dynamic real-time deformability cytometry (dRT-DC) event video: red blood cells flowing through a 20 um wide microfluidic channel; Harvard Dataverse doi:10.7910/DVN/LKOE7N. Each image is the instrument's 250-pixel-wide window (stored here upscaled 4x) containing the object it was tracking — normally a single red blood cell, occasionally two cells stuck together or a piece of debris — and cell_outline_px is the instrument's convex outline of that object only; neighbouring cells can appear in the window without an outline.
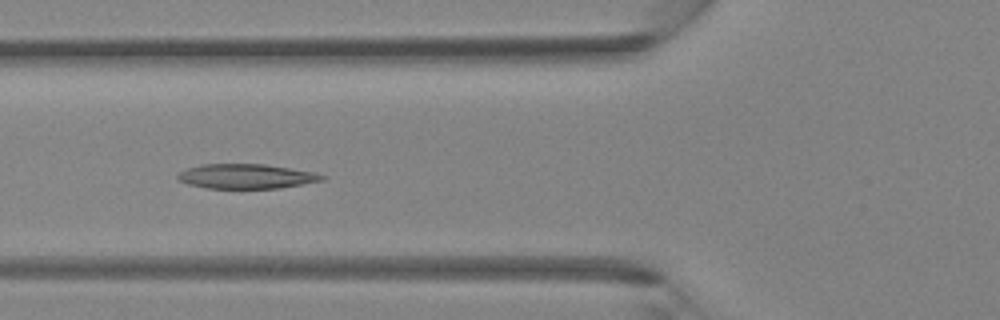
{"species": "Egyptian fruit bat (a non-hibernating species)", "species_latin": "Rousettus aegyptiacus", "temperature_condition": "room temperature", "stored_images_in_passage": 31, "camera_frame_rate_fps": 3000, "um_per_image_px": 0.085, "animal": {"sex": "female"}, "frame": {"image": 1, "passage_image": 5, "time_ms": 1.333, "image_size_px": [1000, 320], "cell_outline_px": [[328, 176], [324, 180], [280, 188], [204, 188], [188, 184], [180, 180], [176, 176], [180, 172], [188, 168], [200, 164], [264, 164], [316, 172]], "centroid_in_image_um": [20.96, 14.98], "position_along_channel_um": 104.8, "area_um2": 20.75}}
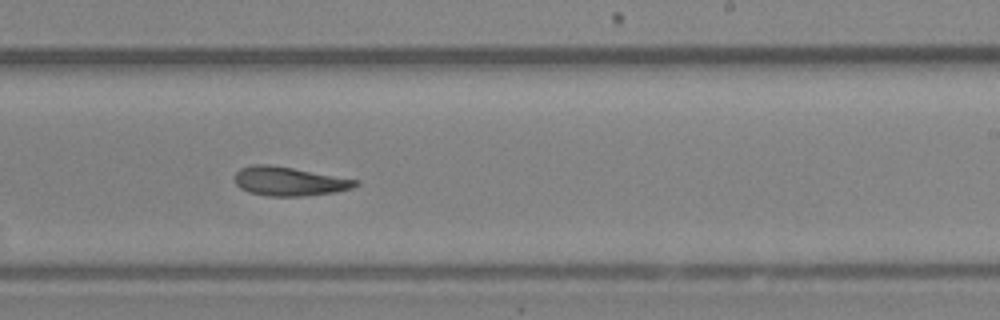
{"frame": {"image": 2, "passage_image": 15, "time_ms": 4.667, "image_size_px": [1000, 320], "cell_outline_px": [[360, 184], [352, 188], [336, 192], [304, 196], [268, 196], [248, 192], [240, 188], [236, 184], [236, 172], [240, 168], [252, 164], [268, 164], [292, 168], [360, 180]], "centroid_in_image_um": [24.6, 15.41], "position_along_channel_um": 264.4, "area_um2": 20.4}}
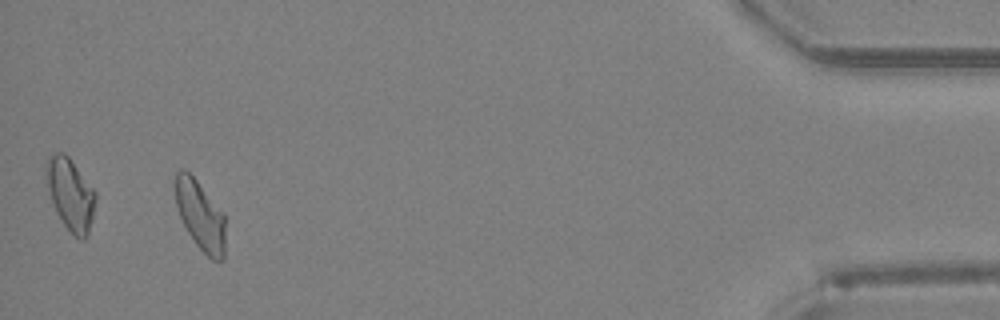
{"frame": {"image": 3, "passage_image": 29, "time_ms": 9.333, "image_size_px": [1000, 320], "cell_outline_px": [[224, 260], [212, 260], [196, 244], [188, 232], [180, 216], [176, 204], [172, 180], [176, 172], [180, 168], [188, 172], [196, 180], [224, 212]], "centroid_in_image_um": [16.99, 18.26], "position_along_channel_um": 418.2, "area_um2": 20.35}}